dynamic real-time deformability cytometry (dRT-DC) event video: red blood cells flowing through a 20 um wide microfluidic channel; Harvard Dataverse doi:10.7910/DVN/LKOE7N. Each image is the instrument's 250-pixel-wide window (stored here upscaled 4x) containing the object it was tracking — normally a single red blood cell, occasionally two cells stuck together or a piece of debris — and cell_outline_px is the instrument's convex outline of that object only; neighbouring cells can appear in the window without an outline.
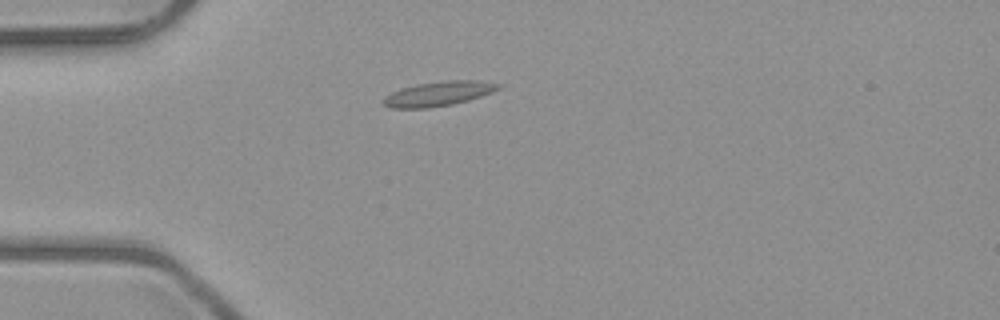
{"species": "common noctule bat (a hibernating species)", "species_latin": "Nyctalus noctula", "temperature_condition": "room temperature", "stored_images_in_passage": 3, "camera_frame_rate_fps": 3000, "um_per_image_px": 0.085, "animal": {"sex": "male", "body_mass_g": 23.1, "forearm_length_mm": 52.7}, "frame": {"image": 1, "passage_image": 3, "time_ms": 2.0, "image_size_px": [1000, 320], "cell_outline_px": [[500, 88], [492, 92], [468, 100], [452, 104], [428, 108], [392, 108], [380, 104], [380, 100], [384, 96], [400, 88], [420, 84], [448, 80], [480, 80], [500, 84]], "centroid_in_image_um": [37.21, 7.97], "position_along_channel_um": 47.8, "area_um2": 16.47}}